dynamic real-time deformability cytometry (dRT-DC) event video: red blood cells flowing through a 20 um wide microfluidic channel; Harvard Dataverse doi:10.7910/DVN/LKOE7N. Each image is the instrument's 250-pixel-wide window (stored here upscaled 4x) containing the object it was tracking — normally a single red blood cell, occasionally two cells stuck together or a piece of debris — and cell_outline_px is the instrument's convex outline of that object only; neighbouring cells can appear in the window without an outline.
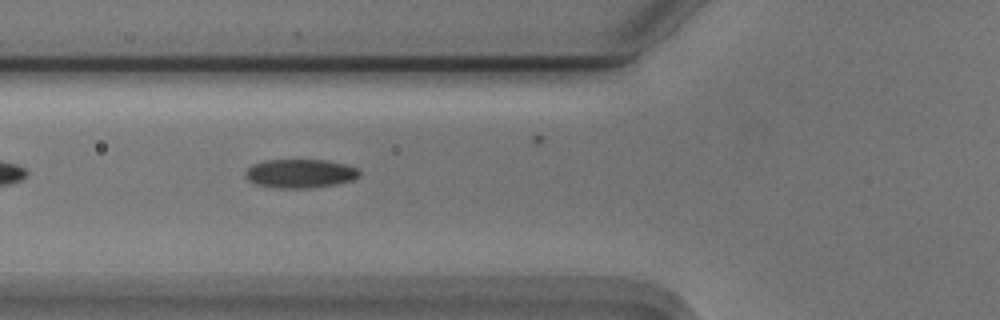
{"species": "Egyptian fruit bat (a non-hibernating species)", "species_latin": "Rousettus aegyptiacus", "temperature_condition": "cold", "stored_images_in_passage": 22, "camera_frame_rate_fps": 3000, "um_per_image_px": 0.085, "animal": {"sex": "male"}, "frame": {"image": 1, "passage_image": 2, "time_ms": 0.333, "image_size_px": [1000, 320], "cell_outline_px": [[360, 176], [352, 180], [336, 184], [312, 188], [276, 188], [256, 184], [248, 180], [244, 176], [244, 172], [252, 164], [264, 160], [328, 160], [348, 164], [356, 168], [360, 172]], "centroid_in_image_um": [25.51, 14.74], "position_along_channel_um": 100.3, "area_um2": 19.36}}
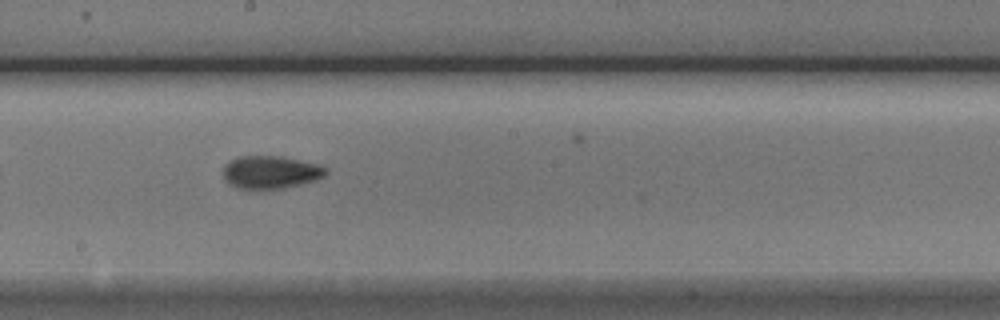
{"frame": {"image": 2, "passage_image": 12, "time_ms": 3.667, "image_size_px": [1000, 320], "cell_outline_px": [[328, 172], [324, 176], [316, 180], [300, 184], [280, 188], [236, 188], [228, 184], [224, 176], [224, 164], [240, 156], [280, 156], [316, 164], [328, 168]], "centroid_in_image_um": [23.0, 14.63], "position_along_channel_um": 225.2, "area_um2": 19.36}}
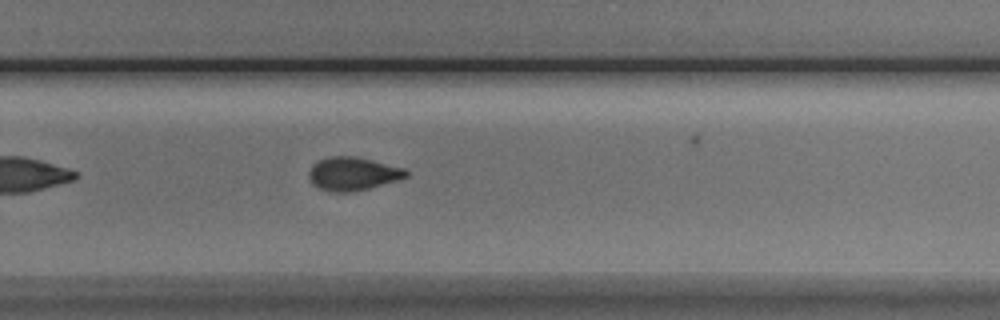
{"frame": {"image": 3, "passage_image": 18, "time_ms": 5.667, "image_size_px": [1000, 320], "cell_outline_px": [[408, 176], [396, 180], [368, 188], [348, 192], [328, 192], [312, 184], [308, 176], [308, 172], [312, 164], [320, 160], [332, 156], [356, 156], [404, 168], [408, 172]], "centroid_in_image_um": [29.95, 14.76], "position_along_channel_um": 299.9, "area_um2": 18.73}}